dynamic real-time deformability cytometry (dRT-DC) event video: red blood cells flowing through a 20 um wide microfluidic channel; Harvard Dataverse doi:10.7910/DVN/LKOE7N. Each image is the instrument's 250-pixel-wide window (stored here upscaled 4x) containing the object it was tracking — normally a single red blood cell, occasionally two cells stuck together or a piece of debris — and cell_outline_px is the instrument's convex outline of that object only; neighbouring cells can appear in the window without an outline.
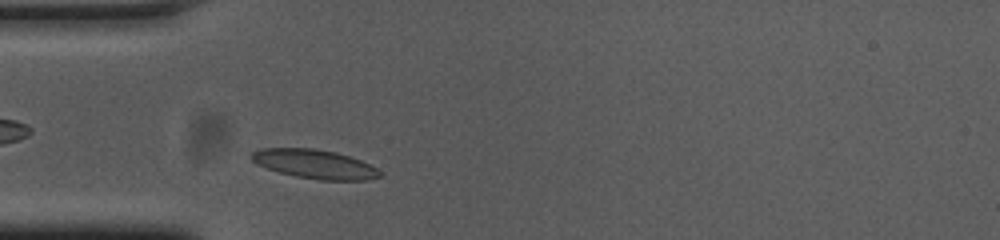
{"species": "common noctule bat (a hibernating species)", "species_latin": "Nyctalus noctula", "temperature_condition": "cold", "stored_images_in_passage": 40, "camera_frame_rate_fps": 3000, "um_per_image_px": 0.085, "animal": {"sex": "female", "body_mass_g": 23.0, "forearm_length_mm": 53.4}, "frame": {"image": 1, "passage_image": 4, "time_ms": 1.0, "image_size_px": [1000, 240], "cell_outline_px": [[384, 176], [368, 180], [320, 180], [296, 176], [280, 172], [268, 168], [252, 160], [248, 156], [252, 152], [264, 148], [312, 148], [336, 152], [360, 160], [376, 168]], "centroid_in_image_um": [26.77, 13.95], "position_along_channel_um": 58.2, "area_um2": 21.5}}
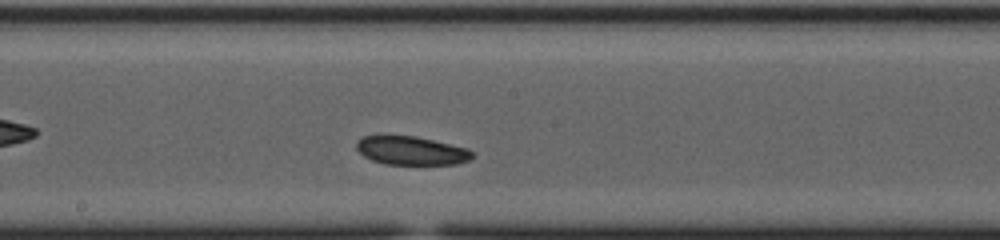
{"frame": {"image": 2, "passage_image": 17, "time_ms": 5.333, "image_size_px": [1000, 240], "cell_outline_px": [[472, 156], [468, 160], [456, 164], [384, 164], [372, 160], [364, 156], [356, 148], [356, 140], [364, 136], [416, 136], [468, 148], [472, 152]], "centroid_in_image_um": [34.94, 12.8], "position_along_channel_um": 213.3, "area_um2": 19.13}}
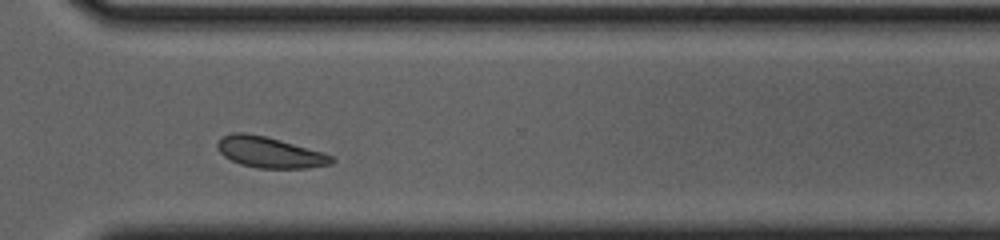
{"frame": {"image": 3, "passage_image": 28, "time_ms": 9.0, "image_size_px": [1000, 240], "cell_outline_px": [[336, 160], [332, 164], [308, 168], [260, 168], [240, 164], [224, 156], [220, 152], [216, 144], [224, 136], [236, 132], [244, 132], [268, 136], [324, 152], [332, 156]], "centroid_in_image_um": [22.97, 12.94], "position_along_channel_um": 347.6, "area_um2": 20.63}}